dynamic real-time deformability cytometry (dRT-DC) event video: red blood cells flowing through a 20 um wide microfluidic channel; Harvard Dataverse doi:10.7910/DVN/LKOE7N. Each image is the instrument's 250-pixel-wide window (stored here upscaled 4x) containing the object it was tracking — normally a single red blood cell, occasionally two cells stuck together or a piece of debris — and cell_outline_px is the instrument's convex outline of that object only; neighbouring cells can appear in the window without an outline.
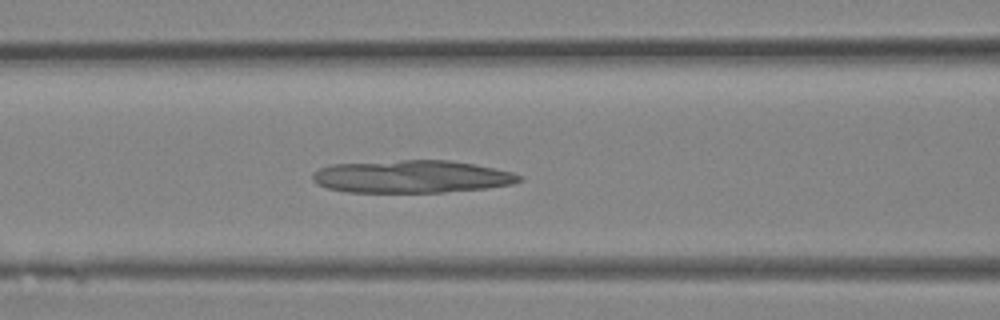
{"species": "Egyptian fruit bat (a non-hibernating species)", "species_latin": "Rousettus aegyptiacus", "temperature_condition": "room temperature", "stored_images_in_passage": 33, "camera_frame_rate_fps": 3000, "um_per_image_px": 0.085, "animal": {"sex": "female"}, "frame": {"image": 1, "passage_image": 14, "time_ms": 4.333, "image_size_px": [1000, 320], "cell_outline_px": [[524, 180], [512, 184], [488, 188], [444, 192], [348, 192], [328, 188], [316, 184], [312, 180], [312, 172], [320, 168], [332, 164], [404, 160], [448, 160], [476, 164], [496, 168], [512, 172], [524, 176]], "centroid_in_image_um": [35.03, 15.01], "position_along_channel_um": 131.6, "area_um2": 39.59}}
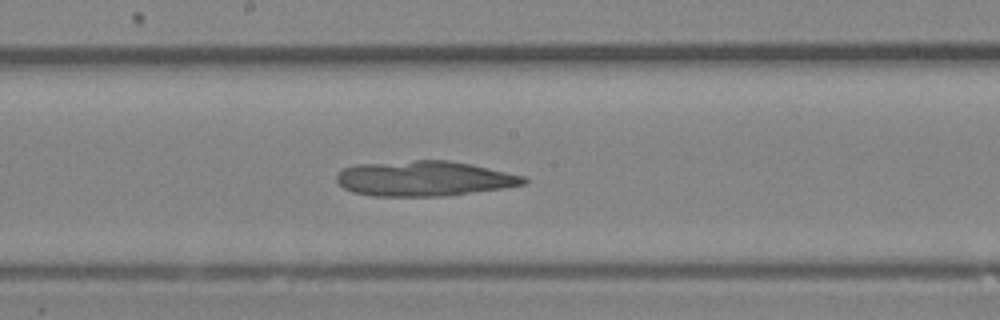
{"frame": {"image": 2, "passage_image": 18, "time_ms": 5.667, "image_size_px": [1000, 320], "cell_outline_px": [[528, 180], [524, 184], [504, 188], [448, 196], [372, 196], [352, 192], [344, 188], [336, 180], [336, 172], [344, 168], [356, 164], [416, 160], [448, 160], [472, 164], [524, 176]], "centroid_in_image_um": [36.03, 15.18], "position_along_channel_um": 212.2, "area_um2": 38.55}}
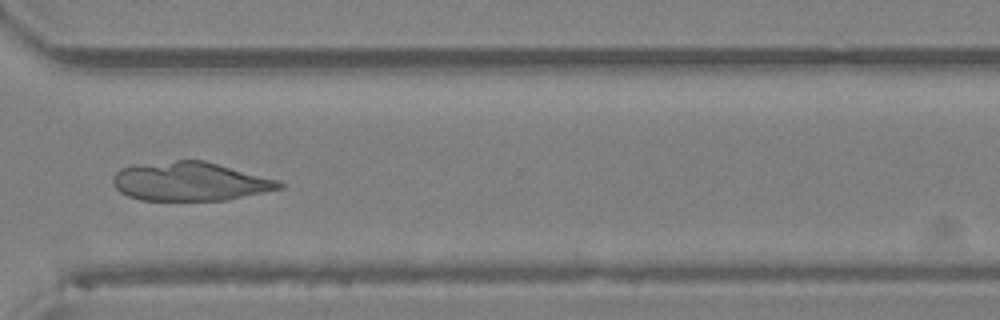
{"frame": {"image": 3, "passage_image": 25, "time_ms": 8.0, "image_size_px": [1000, 320], "cell_outline_px": [[284, 188], [228, 200], [140, 200], [128, 196], [120, 192], [116, 188], [112, 180], [112, 176], [120, 168], [136, 164], [176, 160], [204, 160], [280, 180], [284, 184]], "centroid_in_image_um": [16.17, 15.42], "position_along_channel_um": 354.4, "area_um2": 37.92}}